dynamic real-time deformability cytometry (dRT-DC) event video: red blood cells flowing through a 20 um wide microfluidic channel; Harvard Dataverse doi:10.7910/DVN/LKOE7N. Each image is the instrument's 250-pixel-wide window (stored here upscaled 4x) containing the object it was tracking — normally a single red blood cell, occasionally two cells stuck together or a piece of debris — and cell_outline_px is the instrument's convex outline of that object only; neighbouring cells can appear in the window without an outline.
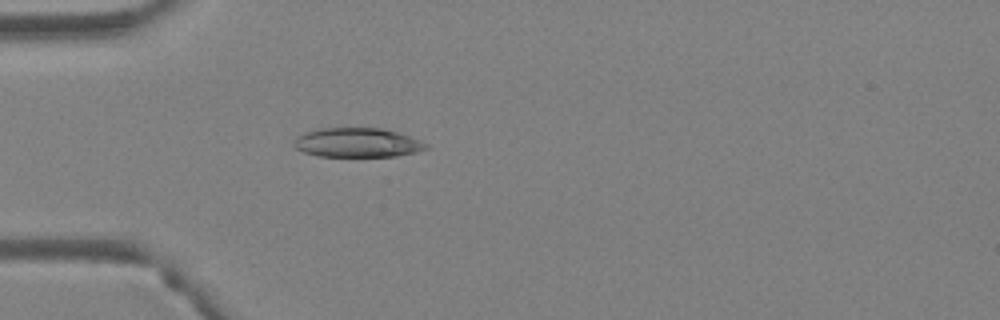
{"species": "Egyptian fruit bat (a non-hibernating species)", "species_latin": "Rousettus aegyptiacus", "temperature_condition": "warm", "stored_images_in_passage": 3, "camera_frame_rate_fps": 3000, "um_per_image_px": 0.085, "animal": {"sex": "female"}, "frame": {"image": 1, "passage_image": 3, "time_ms": 0.667, "image_size_px": [1000, 320], "cell_outline_px": [[428, 148], [416, 152], [396, 156], [320, 156], [304, 152], [296, 148], [292, 144], [304, 132], [316, 128], [380, 128], [396, 132], [420, 140], [428, 144]], "centroid_in_image_um": [30.37, 12.12], "position_along_channel_um": 54.6, "area_um2": 22.37}}